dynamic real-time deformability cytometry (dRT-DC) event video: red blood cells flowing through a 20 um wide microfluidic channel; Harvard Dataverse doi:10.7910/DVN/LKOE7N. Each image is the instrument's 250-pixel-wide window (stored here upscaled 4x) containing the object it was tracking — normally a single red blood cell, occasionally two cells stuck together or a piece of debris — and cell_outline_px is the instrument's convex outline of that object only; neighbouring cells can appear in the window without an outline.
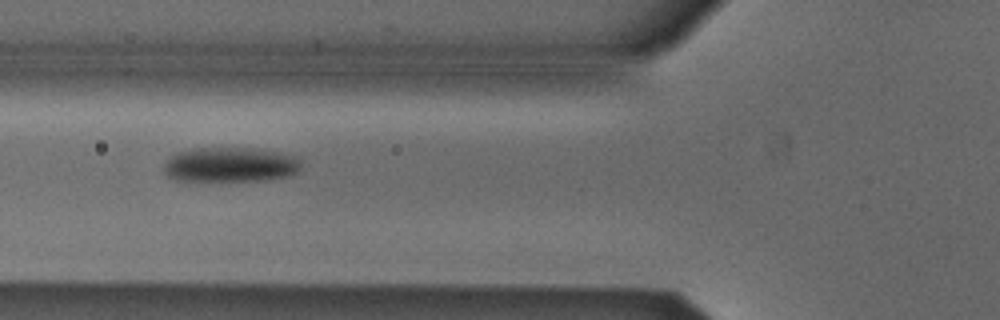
{"species": "Egyptian fruit bat (a non-hibernating species)", "species_latin": "Rousettus aegyptiacus", "temperature_condition": "cold", "stored_images_in_passage": 37, "camera_frame_rate_fps": 3000, "um_per_image_px": 0.085, "animal": {"sex": "male"}, "frame": {"image": 1, "passage_image": 6, "time_ms": 1.667, "image_size_px": [1000, 320], "cell_outline_px": [[300, 168], [296, 172], [288, 176], [268, 180], [172, 180], [164, 172], [164, 164], [172, 156], [180, 152], [196, 148], [248, 148], [296, 156], [300, 164]], "centroid_in_image_um": [19.55, 14.01], "position_along_channel_um": 106.2, "area_um2": 27.28}}
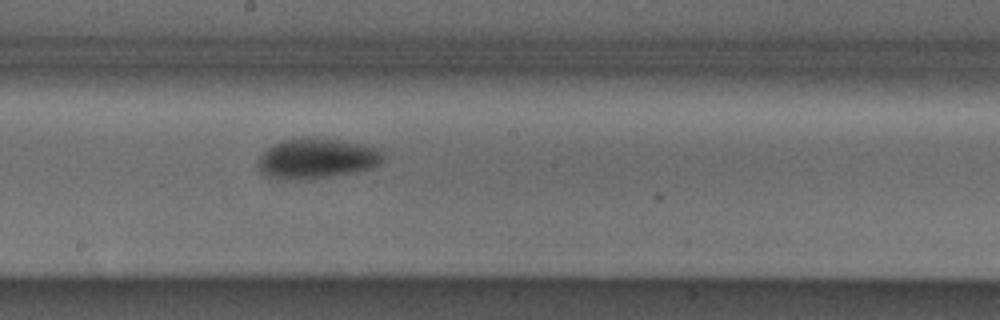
{"frame": {"image": 2, "passage_image": 15, "time_ms": 4.667, "image_size_px": [1000, 320], "cell_outline_px": [[384, 160], [380, 164], [372, 168], [332, 176], [308, 180], [280, 180], [264, 176], [260, 172], [256, 164], [260, 156], [268, 148], [280, 140], [344, 140], [380, 148], [384, 156]], "centroid_in_image_um": [26.92, 13.52], "position_along_channel_um": 221.3, "area_um2": 29.25}}
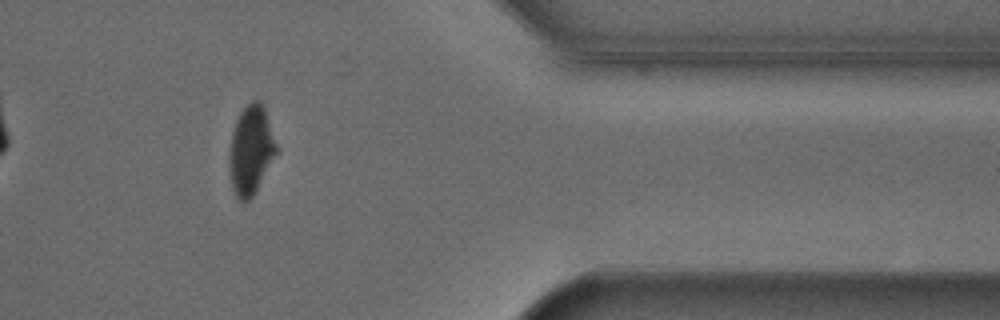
{"frame": {"image": 3, "passage_image": 30, "time_ms": 9.667, "image_size_px": [1000, 320], "cell_outline_px": [[276, 152], [252, 196], [248, 200], [240, 200], [236, 196], [232, 188], [228, 172], [228, 156], [232, 132], [236, 120], [244, 108], [252, 100], [260, 100], [264, 108], [276, 144]], "centroid_in_image_um": [21.27, 12.75], "position_along_channel_um": 390.1, "area_um2": 23.81}, "authors_computed_cell_mechanics": {"area_um2": 28.033, "velocity_mm_per_s": 3.8417, "shape_relaxation_time_tau1_ms": 2.7333, "shape_relaxation_time_tau2_ms": null, "deformation_change_tau1": 0.1261, "deformation_change_tau2": null}}